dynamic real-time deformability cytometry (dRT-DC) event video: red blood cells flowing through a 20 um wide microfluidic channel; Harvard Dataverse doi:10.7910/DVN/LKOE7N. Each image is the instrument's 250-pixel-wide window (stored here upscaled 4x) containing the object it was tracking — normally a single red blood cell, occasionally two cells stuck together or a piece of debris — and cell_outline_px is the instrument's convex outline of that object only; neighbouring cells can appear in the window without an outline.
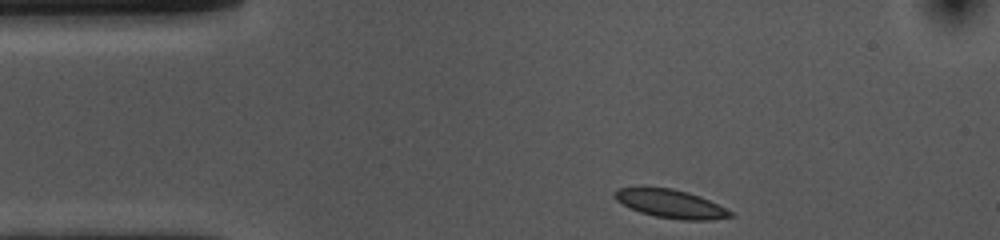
{"species": "common noctule bat (a hibernating species)", "species_latin": "Nyctalus noctula", "temperature_condition": "cold", "stored_images_in_passage": 35, "camera_frame_rate_fps": 3000, "um_per_image_px": 0.085, "animal": {"sex": "female", "body_mass_g": 10.0, "forearm_length_mm": 53.1}, "frame": {"image": 1, "passage_image": 1, "time_ms": 0.0, "image_size_px": [1000, 240], "cell_outline_px": [[736, 216], [708, 220], [680, 220], [656, 216], [640, 212], [616, 200], [612, 196], [612, 192], [616, 188], [640, 184], [672, 188], [688, 192], [700, 196], [732, 212]], "centroid_in_image_um": [56.9, 17.26], "position_along_channel_um": 28.1, "area_um2": 19.71}}
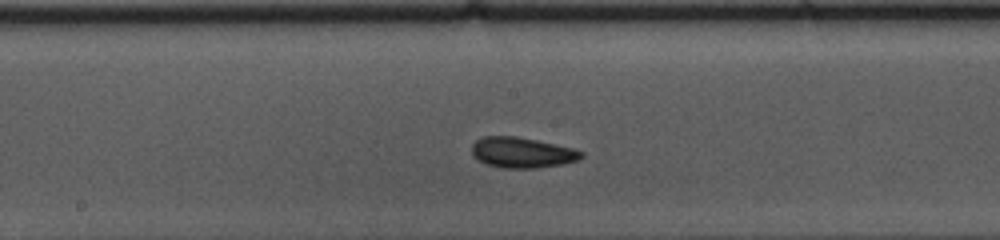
{"frame": {"image": 2, "passage_image": 19, "time_ms": 6.0, "image_size_px": [1000, 240], "cell_outline_px": [[584, 156], [580, 160], [564, 164], [536, 168], [504, 168], [488, 164], [472, 156], [472, 144], [476, 140], [484, 136], [516, 136], [576, 148], [584, 152]], "centroid_in_image_um": [44.43, 12.96], "position_along_channel_um": 203.8, "area_um2": 19.65}}
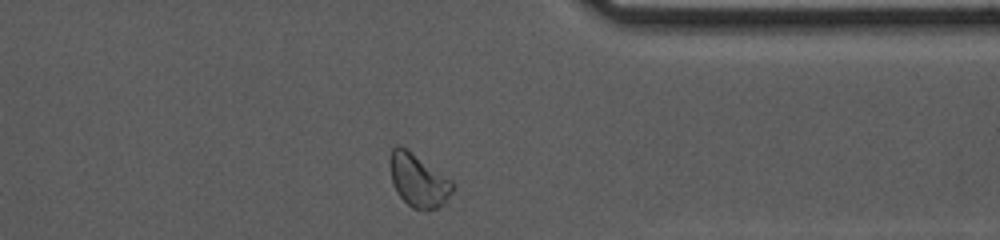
{"frame": {"image": 3, "passage_image": 34, "time_ms": 11.0, "image_size_px": [1000, 240], "cell_outline_px": [[456, 188], [436, 208], [424, 212], [412, 208], [396, 192], [392, 184], [388, 164], [388, 156], [392, 148], [396, 144], [400, 144], [452, 180], [456, 184]], "centroid_in_image_um": [35.51, 15.31], "position_along_channel_um": 375.9, "area_um2": 19.71}, "authors_computed_cell_mechanics": {"area_um2": 18.9006, "velocity_mm_per_s": 3.6336, "shape_relaxation_time_tau1_ms": 2.4164, "shape_relaxation_time_tau2_ms": 2.0033, "deformation_change_tau1": 0.0871, "deformation_change_tau2": 0.0784}}